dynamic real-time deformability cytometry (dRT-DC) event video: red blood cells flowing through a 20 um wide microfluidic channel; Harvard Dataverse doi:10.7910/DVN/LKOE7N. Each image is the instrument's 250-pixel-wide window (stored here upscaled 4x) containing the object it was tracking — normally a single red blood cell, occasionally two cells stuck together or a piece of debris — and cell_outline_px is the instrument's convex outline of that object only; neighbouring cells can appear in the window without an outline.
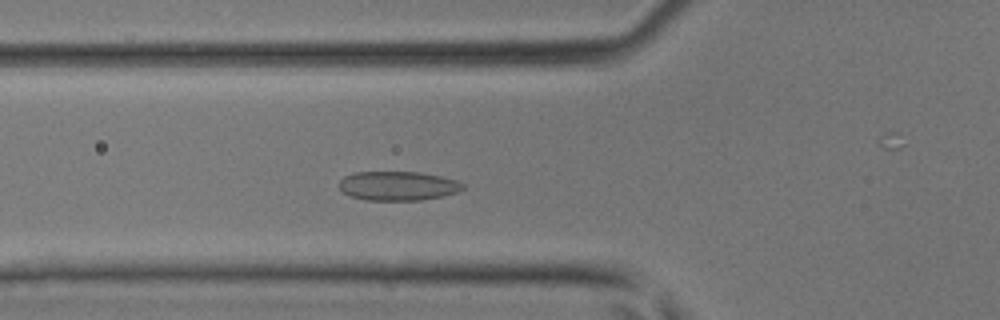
{"species": "common noctule bat (a hibernating species)", "species_latin": "Nyctalus noctula", "temperature_condition": "room temperature", "stored_images_in_passage": 42, "camera_frame_rate_fps": 3000, "um_per_image_px": 0.085, "animal": {"sex": "male", "body_mass_g": 17.9, "forearm_length_mm": 54.2}, "frame": {"image": 1, "passage_image": 14, "time_ms": 4.333, "image_size_px": [1000, 320], "cell_outline_px": [[464, 188], [456, 192], [440, 196], [420, 200], [364, 200], [352, 196], [344, 192], [340, 188], [340, 180], [344, 176], [356, 172], [420, 172], [440, 176], [456, 180], [464, 184]], "centroid_in_image_um": [33.82, 15.79], "position_along_channel_um": 92.0, "area_um2": 20.81}}
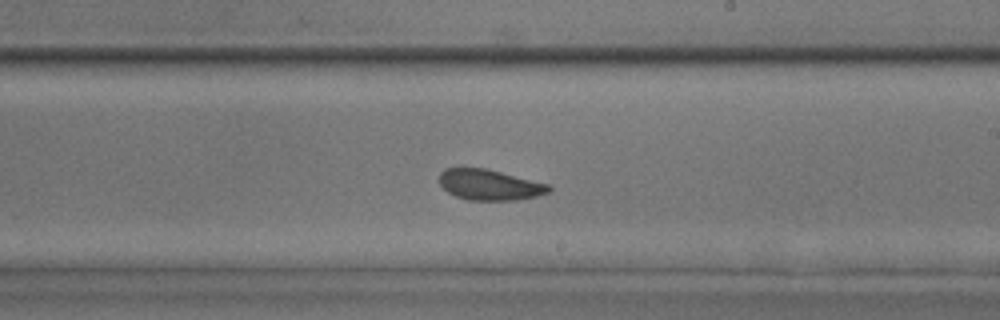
{"frame": {"image": 2, "passage_image": 24, "time_ms": 7.667, "image_size_px": [1000, 320], "cell_outline_px": [[552, 188], [548, 192], [536, 196], [516, 200], [468, 200], [456, 196], [448, 192], [440, 184], [440, 172], [444, 168], [484, 168], [552, 184]], "centroid_in_image_um": [41.64, 15.7], "position_along_channel_um": 247.4, "area_um2": 19.59}}
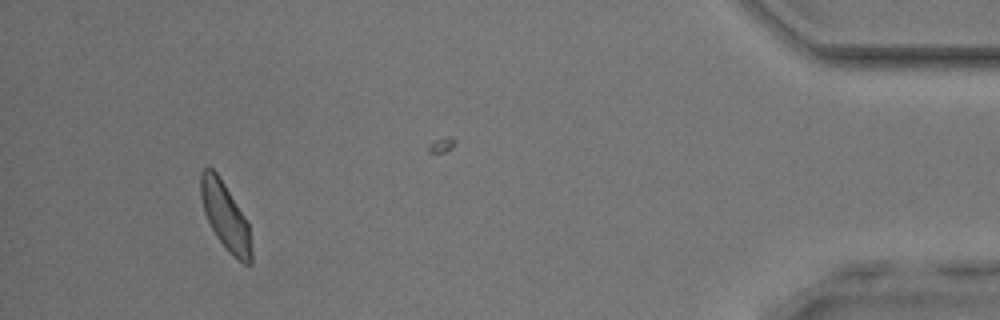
{"frame": {"image": 3, "passage_image": 39, "time_ms": 12.667, "image_size_px": [1000, 320], "cell_outline_px": [[252, 264], [244, 264], [232, 256], [228, 252], [216, 236], [204, 212], [200, 196], [200, 172], [204, 168], [212, 168], [216, 172], [224, 184], [244, 216], [248, 224], [252, 252]], "centroid_in_image_um": [19.14, 18.41], "position_along_channel_um": 416.1, "area_um2": 19.65}}